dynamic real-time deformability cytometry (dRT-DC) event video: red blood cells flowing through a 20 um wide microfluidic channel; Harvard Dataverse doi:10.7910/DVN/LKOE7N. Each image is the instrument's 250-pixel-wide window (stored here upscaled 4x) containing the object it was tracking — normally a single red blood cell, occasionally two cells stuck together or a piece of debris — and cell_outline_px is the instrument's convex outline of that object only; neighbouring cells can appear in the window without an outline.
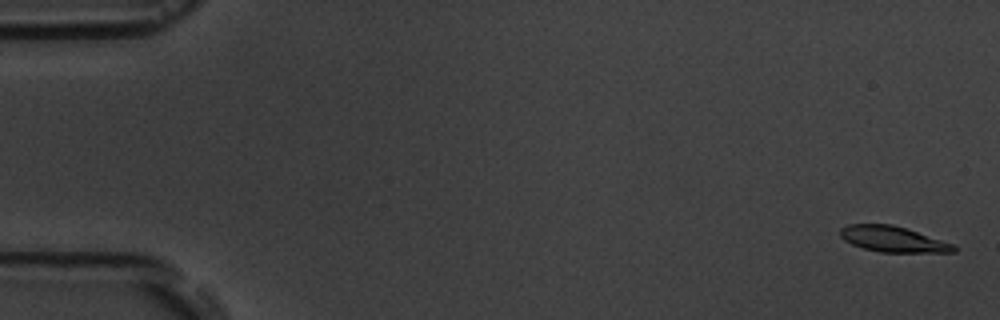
{"species": "common noctule bat (a hibernating species)", "species_latin": "Nyctalus noctula", "temperature_condition": "room temperature", "stored_images_in_passage": 4, "camera_frame_rate_fps": 3000, "um_per_image_px": 0.085, "animal": {"sex": "male", "body_mass_g": 19.5, "forearm_length_mm": 54.6}, "frame": {"image": 1, "passage_image": 1, "time_ms": 0.0, "image_size_px": [1000, 320], "cell_outline_px": [[956, 252], [880, 252], [864, 248], [852, 244], [844, 240], [840, 236], [840, 228], [848, 224], [892, 224], [956, 244]], "centroid_in_image_um": [75.91, 20.32], "position_along_channel_um": 9.1, "area_um2": 16.99}}